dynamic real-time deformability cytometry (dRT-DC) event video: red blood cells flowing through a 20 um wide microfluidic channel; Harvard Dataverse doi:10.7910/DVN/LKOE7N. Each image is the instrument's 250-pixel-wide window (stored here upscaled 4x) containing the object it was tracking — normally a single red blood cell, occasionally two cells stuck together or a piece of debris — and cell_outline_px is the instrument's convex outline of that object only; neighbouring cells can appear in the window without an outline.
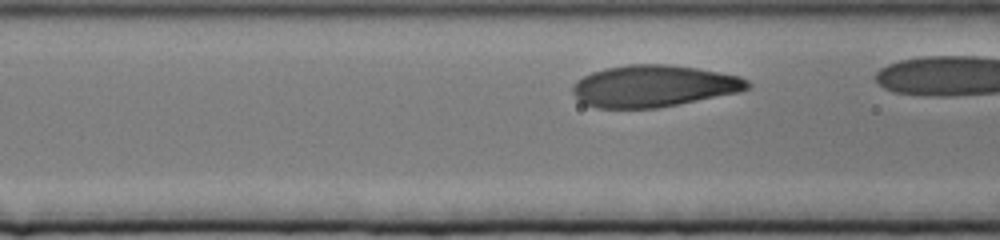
{"species": "human", "species_latin": "Homo sapiens", "temperature_condition": "cold", "stored_images_in_passage": 40, "camera_frame_rate_fps": 3000, "um_per_image_px": 0.085, "donor": {"sex": "female"}, "frame": {"image": 1, "passage_image": 6, "time_ms": 1.667, "image_size_px": [1000, 240], "cell_outline_px": [[752, 88], [740, 92], [656, 108], [596, 108], [584, 104], [572, 92], [572, 88], [576, 80], [592, 72], [604, 68], [628, 64], [668, 64], [696, 68], [720, 72], [740, 76], [748, 80], [752, 84]], "centroid_in_image_um": [55.58, 7.31], "position_along_channel_um": 111.0, "area_um2": 42.71}}
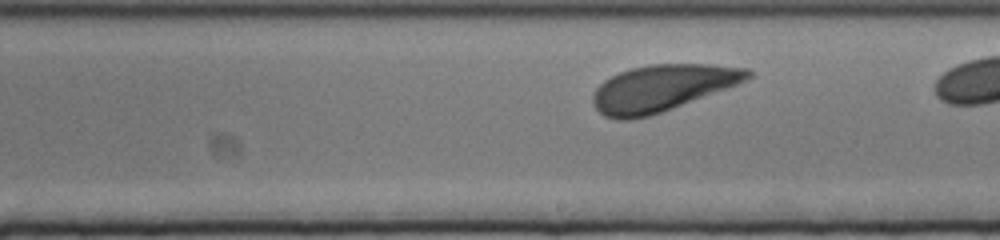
{"frame": {"image": 2, "passage_image": 22, "time_ms": 7.0, "image_size_px": [1000, 240], "cell_outline_px": [[756, 72], [752, 76], [736, 84], [672, 108], [648, 116], [632, 120], [616, 120], [604, 116], [596, 108], [592, 100], [592, 96], [596, 88], [604, 80], [620, 72], [632, 68], [652, 64], [708, 64], [748, 68]], "centroid_in_image_um": [56.26, 7.48], "position_along_channel_um": 232.7, "area_um2": 41.5}}
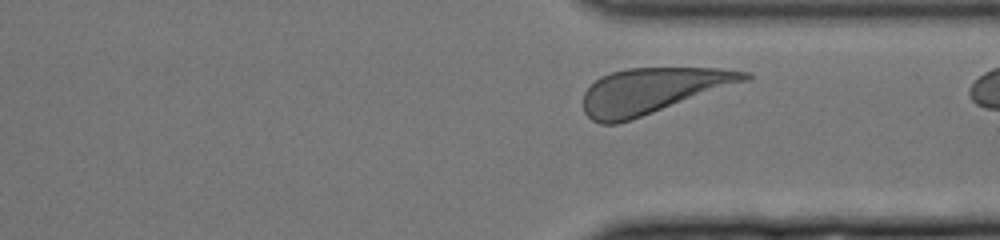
{"frame": {"image": 3, "passage_image": 38, "time_ms": 12.333, "image_size_px": [1000, 240], "cell_outline_px": [[752, 76], [748, 80], [632, 120], [616, 124], [600, 124], [592, 120], [584, 112], [584, 92], [600, 76], [612, 72], [628, 68], [720, 68], [752, 72]], "centroid_in_image_um": [55.45, 7.71], "position_along_channel_um": 355.9, "area_um2": 42.66}}